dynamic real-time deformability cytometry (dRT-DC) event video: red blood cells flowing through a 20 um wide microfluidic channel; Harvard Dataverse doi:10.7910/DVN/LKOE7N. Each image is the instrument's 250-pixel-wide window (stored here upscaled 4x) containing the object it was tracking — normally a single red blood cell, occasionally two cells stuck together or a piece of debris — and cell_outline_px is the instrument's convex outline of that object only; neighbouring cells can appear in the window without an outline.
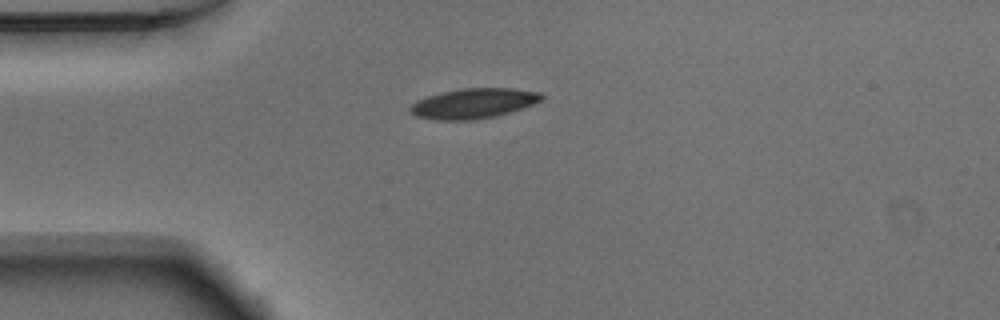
{"species": "Egyptian fruit bat (a non-hibernating species)", "species_latin": "Rousettus aegyptiacus", "temperature_condition": "warm", "stored_images_in_passage": 40, "camera_frame_rate_fps": 3000, "um_per_image_px": 0.085, "animal": {"sex": "male"}, "frame": {"image": 1, "passage_image": 1, "time_ms": 0.0, "image_size_px": [1000, 320], "cell_outline_px": [[544, 96], [540, 100], [532, 104], [496, 116], [472, 120], [436, 120], [416, 116], [408, 112], [408, 108], [416, 100], [440, 92], [460, 88], [512, 88], [540, 92]], "centroid_in_image_um": [40.18, 8.78], "position_along_channel_um": 44.8, "area_um2": 23.0}}
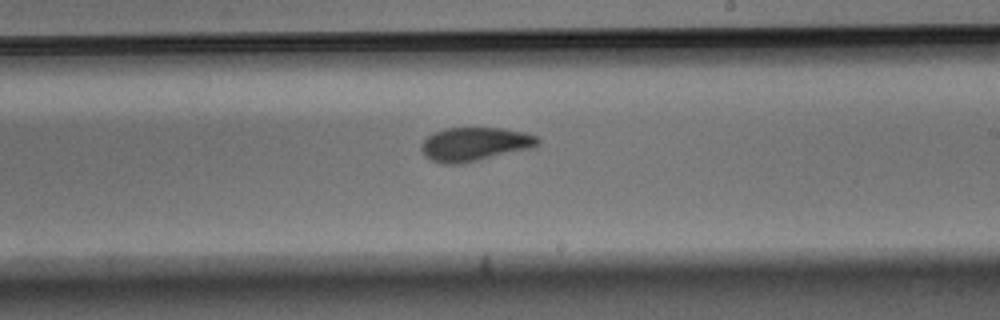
{"frame": {"image": 2, "passage_image": 18, "time_ms": 5.667, "image_size_px": [1000, 320], "cell_outline_px": [[540, 144], [532, 148], [460, 164], [444, 164], [432, 160], [424, 156], [420, 148], [420, 144], [432, 132], [444, 128], [500, 128], [524, 132], [540, 136]], "centroid_in_image_um": [40.35, 12.25], "position_along_channel_um": 248.7, "area_um2": 23.06}}
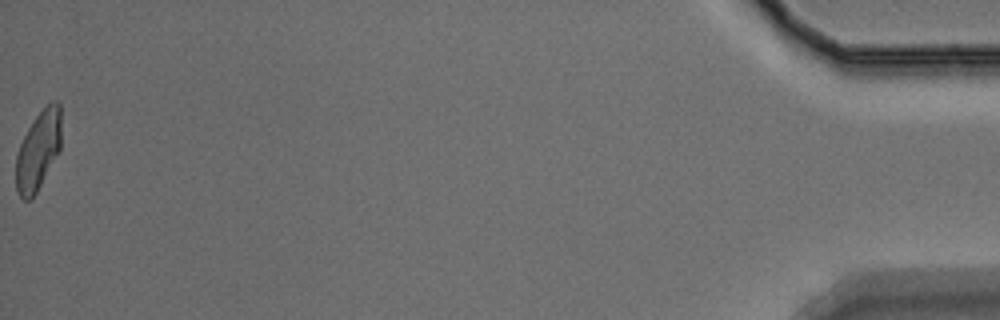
{"frame": {"image": 3, "passage_image": 40, "time_ms": 13.0, "image_size_px": [1000, 320], "cell_outline_px": [[60, 152], [32, 200], [24, 200], [16, 192], [16, 156], [20, 144], [28, 128], [36, 116], [52, 100], [56, 100], [60, 104]], "centroid_in_image_um": [3.25, 12.83], "position_along_channel_um": 431.9, "area_um2": 20.92}, "authors_computed_cell_mechanics": {"area_um2": 22.5998, "velocity_mm_per_s": 3.8732, "shape_relaxation_time_tau1_ms": 3.4486, "shape_relaxation_time_tau2_ms": 2.1437, "deformation_change_tau1": 0.1337, "deformation_change_tau2": 0.0632}}